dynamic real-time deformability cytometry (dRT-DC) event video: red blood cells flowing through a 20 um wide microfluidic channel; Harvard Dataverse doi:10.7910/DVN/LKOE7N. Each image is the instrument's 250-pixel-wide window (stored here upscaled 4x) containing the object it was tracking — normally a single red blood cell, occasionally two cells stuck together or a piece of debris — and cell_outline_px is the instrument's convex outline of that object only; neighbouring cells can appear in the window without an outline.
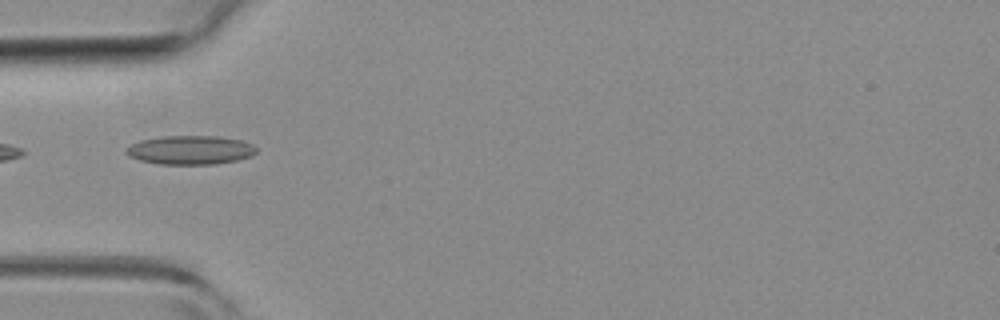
{"species": "common noctule bat (a hibernating species)", "species_latin": "Nyctalus noctula", "temperature_condition": "room temperature", "stored_images_in_passage": 6, "camera_frame_rate_fps": 3000, "um_per_image_px": 0.085, "animal": {"sex": "female", "body_mass_g": 19.3, "forearm_length_mm": 54.1}, "frame": {"image": 1, "passage_image": 1, "time_ms": 0.0, "image_size_px": [1000, 320], "cell_outline_px": [[256, 152], [252, 156], [236, 160], [216, 164], [160, 164], [140, 160], [128, 156], [124, 152], [124, 148], [140, 140], [160, 136], [220, 136], [240, 140], [252, 144], [256, 148]], "centroid_in_image_um": [16.15, 12.75], "position_along_channel_um": 68.9, "area_um2": 22.02}}